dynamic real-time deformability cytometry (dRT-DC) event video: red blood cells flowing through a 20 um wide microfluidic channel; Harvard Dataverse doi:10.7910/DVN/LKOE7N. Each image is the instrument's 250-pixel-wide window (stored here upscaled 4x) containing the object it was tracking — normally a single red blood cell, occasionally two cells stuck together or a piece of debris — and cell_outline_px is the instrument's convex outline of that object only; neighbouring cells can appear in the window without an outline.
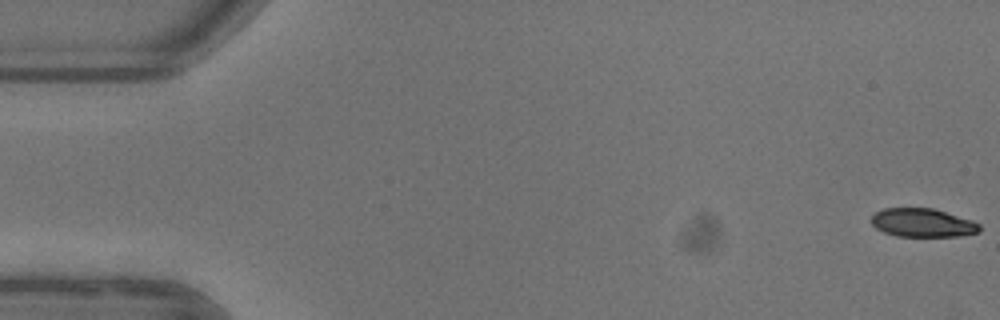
{"species": "common noctule bat (a hibernating species)", "species_latin": "Nyctalus noctula", "temperature_condition": "warm", "stored_images_in_passage": 53, "camera_frame_rate_fps": 3000, "um_per_image_px": 0.085, "animal": {"sex": "female"}, "frame": {"image": 1, "passage_image": 1, "time_ms": 0.0, "image_size_px": [1000, 320], "cell_outline_px": [[980, 232], [960, 236], [896, 236], [884, 232], [876, 228], [872, 224], [872, 216], [876, 212], [884, 208], [932, 208], [972, 220], [980, 224]], "centroid_in_image_um": [78.43, 18.94], "position_along_channel_um": 6.6, "area_um2": 17.92}}
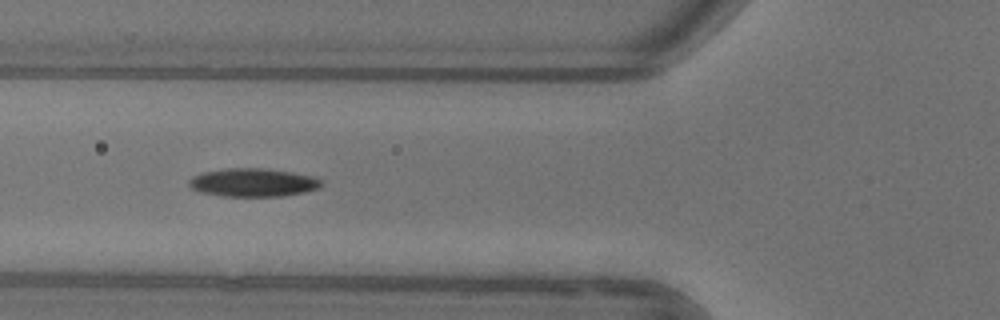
{"frame": {"image": 2, "passage_image": 20, "time_ms": 6.333, "image_size_px": [1000, 320], "cell_outline_px": [[320, 184], [316, 188], [304, 192], [280, 196], [224, 196], [200, 192], [192, 188], [188, 184], [188, 180], [192, 176], [204, 172], [228, 168], [264, 168], [292, 172], [312, 176], [320, 180]], "centroid_in_image_um": [21.45, 15.51], "position_along_channel_um": 104.3, "area_um2": 21.56}}
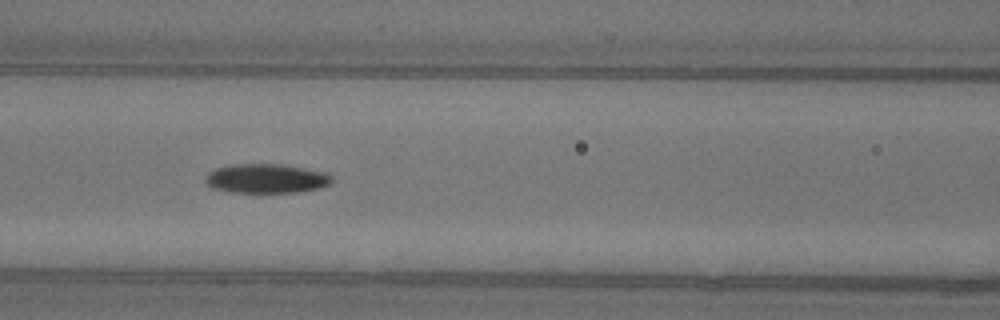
{"frame": {"image": 3, "passage_image": 23, "time_ms": 7.333, "image_size_px": [1000, 320], "cell_outline_px": [[332, 184], [320, 188], [296, 192], [228, 192], [212, 188], [204, 180], [204, 176], [208, 172], [216, 168], [228, 164], [284, 164], [328, 172], [332, 176]], "centroid_in_image_um": [22.64, 15.16], "position_along_channel_um": 144.0, "area_um2": 21.96}, "authors_computed_cell_mechanics": {"area_um2": 20.7502, "velocity_mm_per_s": 3.9273, "shape_relaxation_time_tau1_ms": 4.6725, "shape_relaxation_time_tau2_ms": null, "deformation_change_tau1": 0.1517, "deformation_change_tau2": null}}